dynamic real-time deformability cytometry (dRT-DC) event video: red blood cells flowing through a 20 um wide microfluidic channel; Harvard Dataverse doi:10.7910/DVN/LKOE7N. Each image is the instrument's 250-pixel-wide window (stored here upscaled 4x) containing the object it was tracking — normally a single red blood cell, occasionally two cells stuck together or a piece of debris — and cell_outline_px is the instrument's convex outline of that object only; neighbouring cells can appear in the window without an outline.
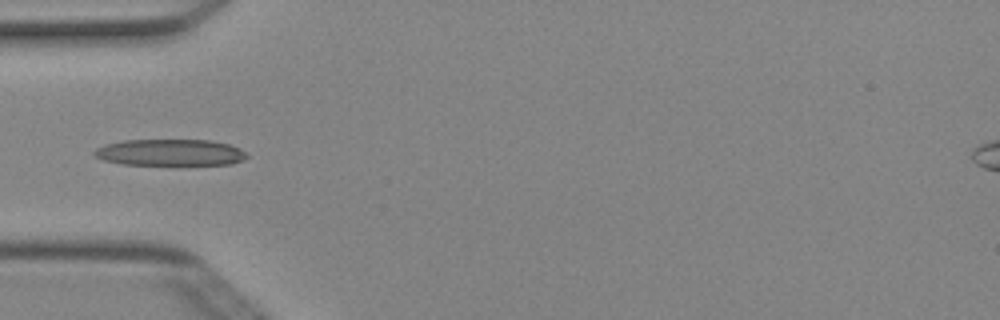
{"species": "Egyptian fruit bat (a non-hibernating species)", "species_latin": "Rousettus aegyptiacus", "temperature_condition": "cold", "stored_images_in_passage": 4, "camera_frame_rate_fps": 3000, "um_per_image_px": 0.085, "animal": {"sex": "female"}, "frame": {"image": 1, "passage_image": 4, "time_ms": 1.0, "image_size_px": [1000, 320], "cell_outline_px": [[248, 156], [244, 160], [232, 164], [176, 168], [124, 164], [104, 160], [96, 156], [92, 152], [96, 148], [104, 144], [124, 140], [208, 140], [228, 144], [240, 148]], "centroid_in_image_um": [14.49, 13.02], "position_along_channel_um": 70.5, "area_um2": 24.91}}